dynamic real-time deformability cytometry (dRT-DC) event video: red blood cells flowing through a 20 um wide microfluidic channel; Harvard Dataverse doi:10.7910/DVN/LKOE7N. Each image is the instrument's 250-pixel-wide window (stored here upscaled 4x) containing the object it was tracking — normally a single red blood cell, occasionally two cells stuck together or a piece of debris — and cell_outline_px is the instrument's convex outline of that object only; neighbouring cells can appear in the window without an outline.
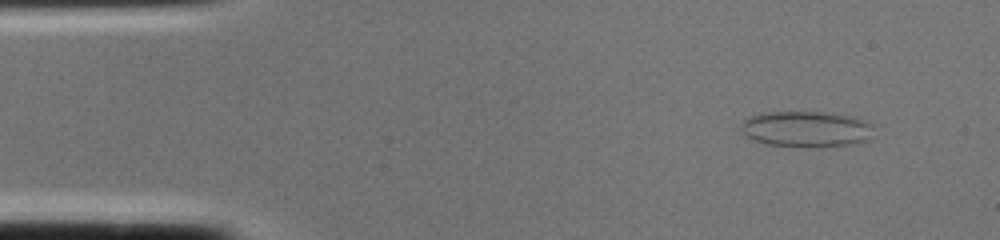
{"species": "common noctule bat (a hibernating species)", "species_latin": "Nyctalus noctula", "temperature_condition": "cold", "stored_images_in_passage": 1, "camera_frame_rate_fps": 3000, "um_per_image_px": 0.085, "animal": {"sex": "female", "body_mass_g": 22.0, "forearm_length_mm": 56.7}, "frame": {"image": 1, "passage_image": 1, "time_ms": 0.0, "image_size_px": [1000, 240], "cell_outline_px": [[872, 124], [868, 140], [852, 144], [812, 148], [768, 144], [756, 140], [748, 136], [744, 132], [740, 124], [744, 120], [752, 116], [764, 112], [824, 112], [856, 116]], "centroid_in_image_um": [68.57, 10.97], "position_along_channel_um": 16.4, "area_um2": 27.69}}